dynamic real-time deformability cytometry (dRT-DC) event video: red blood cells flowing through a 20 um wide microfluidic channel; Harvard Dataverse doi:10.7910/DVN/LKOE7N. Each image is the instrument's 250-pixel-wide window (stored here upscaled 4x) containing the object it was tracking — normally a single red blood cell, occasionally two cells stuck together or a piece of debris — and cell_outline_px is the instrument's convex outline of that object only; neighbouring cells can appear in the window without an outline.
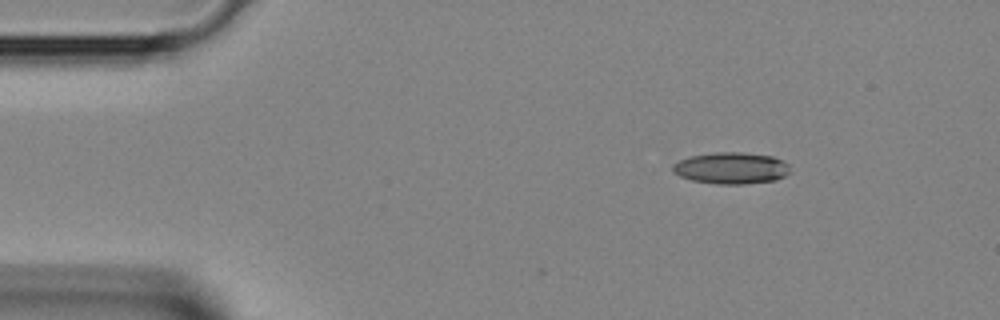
{"species": "Egyptian fruit bat (a non-hibernating species)", "species_latin": "Rousettus aegyptiacus", "temperature_condition": "room temperature", "stored_images_in_passage": 3, "camera_frame_rate_fps": 3000, "um_per_image_px": 0.085, "animal": {"sex": "female"}, "frame": {"image": 1, "passage_image": 1, "time_ms": 0.0, "image_size_px": [1000, 320], "cell_outline_px": [[788, 172], [784, 176], [776, 180], [744, 184], [716, 184], [692, 180], [680, 176], [672, 172], [672, 164], [688, 156], [712, 152], [744, 152], [772, 156], [788, 164]], "centroid_in_image_um": [62.1, 14.28], "position_along_channel_um": 22.9, "area_um2": 21.68}}